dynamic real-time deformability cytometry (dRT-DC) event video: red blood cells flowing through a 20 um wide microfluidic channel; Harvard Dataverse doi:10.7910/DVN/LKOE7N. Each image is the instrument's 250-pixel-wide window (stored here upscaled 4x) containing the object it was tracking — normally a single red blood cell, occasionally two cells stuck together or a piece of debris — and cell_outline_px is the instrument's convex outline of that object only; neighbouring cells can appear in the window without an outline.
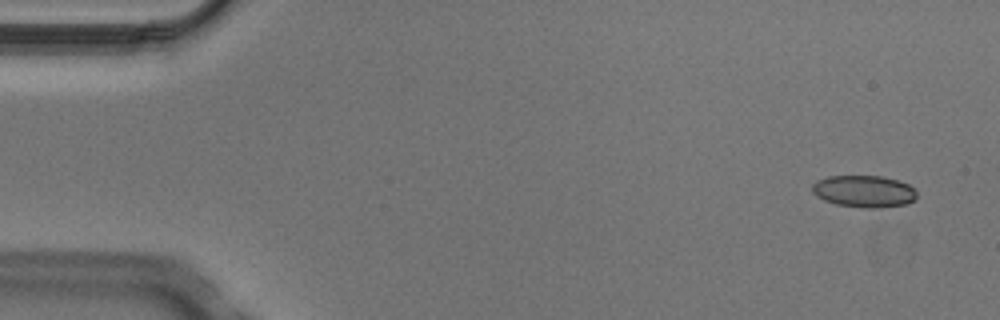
{"species": "Egyptian fruit bat (a non-hibernating species)", "species_latin": "Rousettus aegyptiacus", "temperature_condition": "cold", "stored_images_in_passage": 5, "camera_frame_rate_fps": 3000, "um_per_image_px": 0.085, "animal": {"sex": "male"}, "frame": {"image": 1, "passage_image": 1, "time_ms": 0.0, "image_size_px": [1000, 320], "cell_outline_px": [[916, 200], [908, 204], [880, 208], [864, 208], [836, 204], [824, 200], [816, 196], [812, 192], [812, 184], [816, 180], [828, 176], [880, 176], [896, 180], [908, 184], [916, 192]], "centroid_in_image_um": [73.43, 16.27], "position_along_channel_um": 11.6, "area_um2": 19.59}}
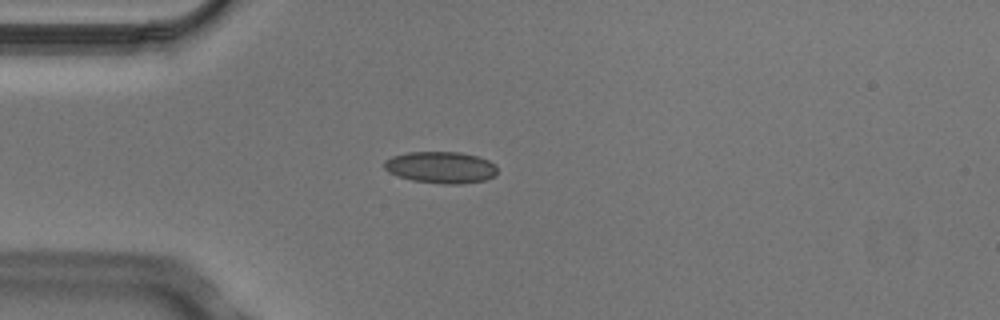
{"frame": {"image": 2, "passage_image": 4, "time_ms": 1.0, "image_size_px": [1000, 320], "cell_outline_px": [[496, 176], [484, 180], [460, 184], [444, 184], [412, 180], [388, 172], [384, 168], [384, 160], [392, 156], [408, 152], [460, 152], [476, 156], [488, 160], [496, 164]], "centroid_in_image_um": [37.47, 14.22], "position_along_channel_um": 47.5, "area_um2": 20.87}}